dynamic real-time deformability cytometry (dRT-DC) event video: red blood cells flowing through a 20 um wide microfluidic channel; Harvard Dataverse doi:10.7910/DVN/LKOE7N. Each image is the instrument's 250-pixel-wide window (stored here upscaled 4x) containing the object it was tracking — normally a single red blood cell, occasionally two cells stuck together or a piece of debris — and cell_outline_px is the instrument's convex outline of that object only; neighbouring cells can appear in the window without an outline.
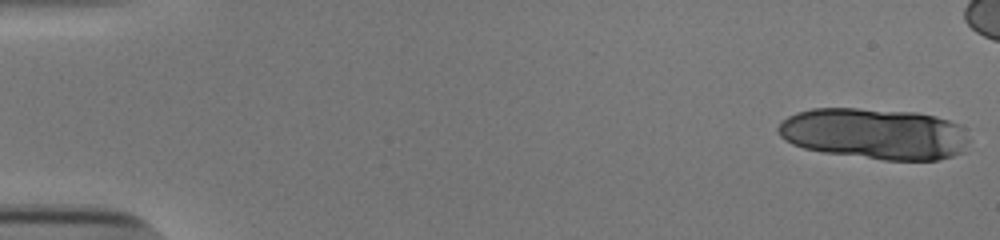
{"species": "human", "species_latin": "Homo sapiens", "temperature_condition": "cold", "stored_images_in_passage": 16, "camera_frame_rate_fps": 3000, "um_per_image_px": 0.085, "donor": {"sex": "male"}, "frame": {"image": 1, "passage_image": 1, "time_ms": 0.0, "image_size_px": [1000, 240], "cell_outline_px": [[972, 140], [964, 152], [940, 160], [884, 160], [824, 152], [804, 148], [792, 144], [784, 140], [780, 136], [776, 128], [788, 116], [796, 112], [812, 108], [856, 108], [916, 112], [936, 116], [960, 124]], "centroid_in_image_um": [74.39, 11.37], "position_along_channel_um": 10.6, "area_um2": 57.57}}